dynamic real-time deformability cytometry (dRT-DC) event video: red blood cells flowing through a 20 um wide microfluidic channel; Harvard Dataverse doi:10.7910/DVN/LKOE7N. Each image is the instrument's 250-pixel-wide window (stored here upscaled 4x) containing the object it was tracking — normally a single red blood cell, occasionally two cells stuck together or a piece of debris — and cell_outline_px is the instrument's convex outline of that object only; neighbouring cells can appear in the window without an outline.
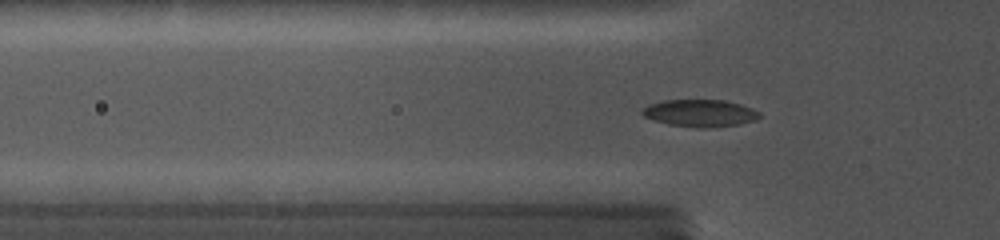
{"species": "common noctule bat (a hibernating species)", "species_latin": "Nyctalus noctula", "temperature_condition": "cold", "stored_images_in_passage": 47, "camera_frame_rate_fps": 5000, "um_per_image_px": 0.085, "animal": {"sex": "female", "body_mass_g": 19.0, "forearm_length_mm": 56.7}, "frame": {"image": 1, "passage_image": 11, "time_ms": 3.4, "image_size_px": [1000, 240], "cell_outline_px": [[760, 116], [756, 120], [740, 124], [704, 128], [668, 124], [652, 120], [644, 116], [640, 112], [648, 104], [664, 100], [724, 100], [740, 104], [752, 108], [760, 112]], "centroid_in_image_um": [59.5, 9.61], "position_along_channel_um": 66.3, "area_um2": 18.55}}
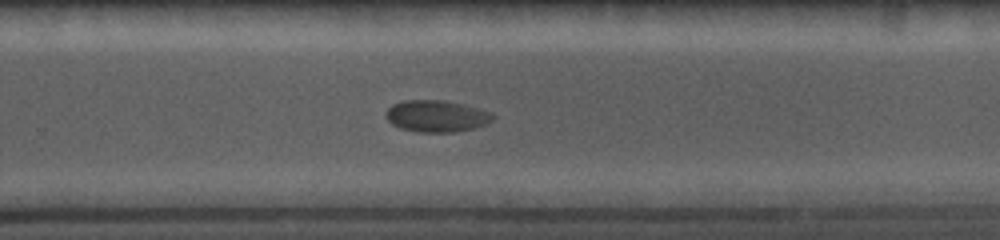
{"frame": {"image": 2, "passage_image": 30, "time_ms": 9.4, "image_size_px": [1000, 240], "cell_outline_px": [[496, 120], [488, 124], [476, 128], [456, 132], [416, 132], [400, 128], [392, 124], [384, 116], [388, 108], [392, 104], [404, 100], [440, 100], [460, 104], [492, 112], [496, 116]], "centroid_in_image_um": [37.13, 9.88], "position_along_channel_um": 292.7, "area_um2": 20.0}}
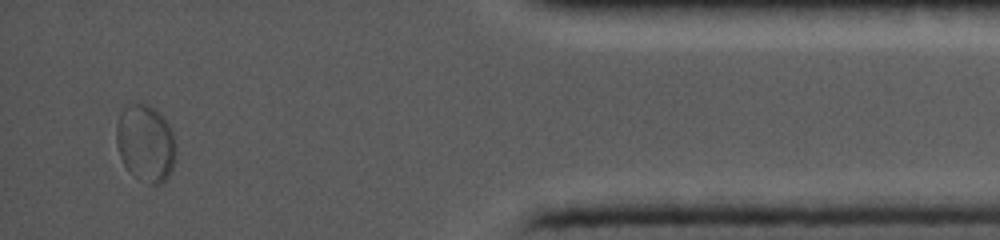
{"frame": {"image": 3, "passage_image": 44, "time_ms": 13.8, "image_size_px": [1000, 240], "cell_outline_px": [[176, 152], [172, 168], [168, 176], [160, 184], [152, 184], [132, 172], [124, 164], [120, 156], [116, 144], [116, 124], [120, 112], [124, 104], [148, 104], [168, 124], [172, 132], [176, 144]], "centroid_in_image_um": [12.36, 12.13], "position_along_channel_um": 422.8, "area_um2": 26.3}}